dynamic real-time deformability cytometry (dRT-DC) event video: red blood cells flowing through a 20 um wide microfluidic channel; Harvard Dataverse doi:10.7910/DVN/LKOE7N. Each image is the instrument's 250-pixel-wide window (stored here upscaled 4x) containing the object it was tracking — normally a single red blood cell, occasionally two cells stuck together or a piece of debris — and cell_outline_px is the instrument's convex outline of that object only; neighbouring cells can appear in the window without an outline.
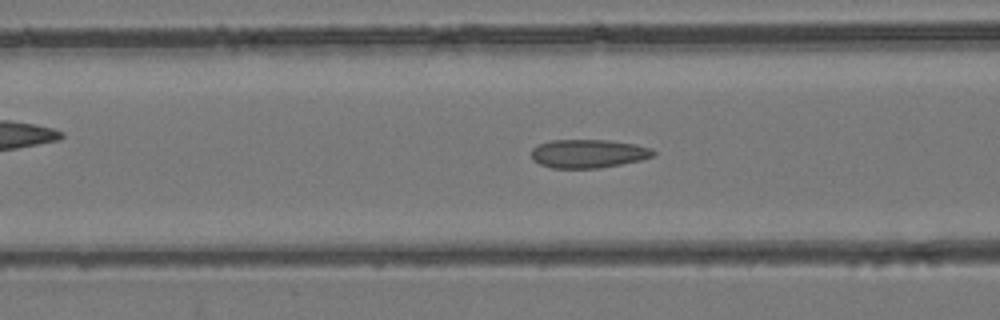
{"species": "common noctule bat (a hibernating species)", "species_latin": "Nyctalus noctula", "temperature_condition": "room temperature", "stored_images_in_passage": 44, "camera_frame_rate_fps": 3000, "um_per_image_px": 0.085, "animal": {"sex": "female", "body_mass_g": 24.6, "forearm_length_mm": 56.2}, "frame": {"image": 1, "passage_image": 17, "time_ms": 5.333, "image_size_px": [1000, 320], "cell_outline_px": [[656, 152], [652, 156], [640, 160], [600, 168], [552, 168], [540, 164], [532, 160], [532, 148], [536, 144], [552, 140], [608, 140], [636, 144], [652, 148]], "centroid_in_image_um": [49.98, 13.05], "position_along_channel_um": 116.6, "area_um2": 20.35}}
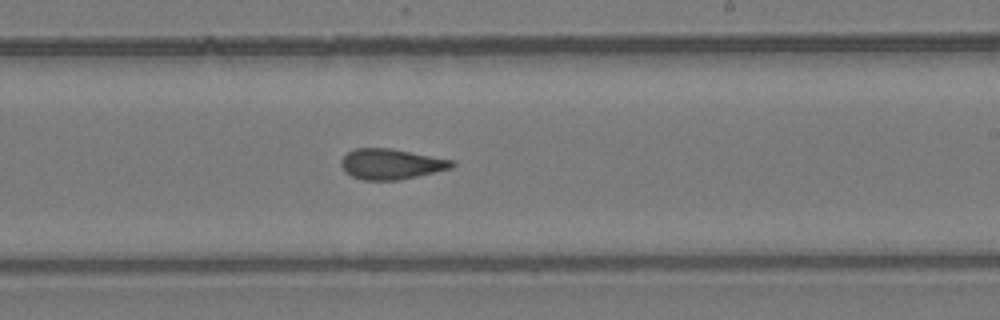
{"frame": {"image": 2, "passage_image": 26, "time_ms": 8.333, "image_size_px": [1000, 320], "cell_outline_px": [[456, 164], [452, 168], [416, 176], [396, 180], [364, 180], [352, 176], [344, 172], [340, 164], [340, 160], [348, 152], [356, 148], [392, 148], [452, 160]], "centroid_in_image_um": [33.21, 13.94], "position_along_channel_um": 255.8, "area_um2": 19.59}}
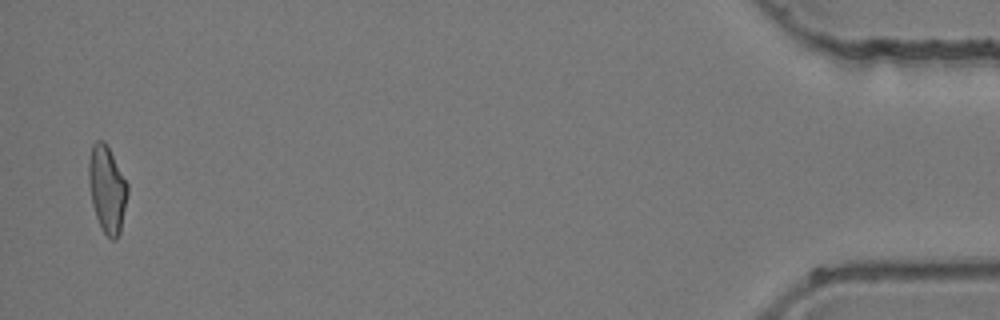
{"frame": {"image": 3, "passage_image": 43, "time_ms": 14.0, "image_size_px": [1000, 320], "cell_outline_px": [[128, 192], [120, 232], [116, 240], [112, 240], [104, 232], [96, 216], [92, 204], [88, 184], [88, 160], [92, 144], [96, 140], [104, 140], [108, 144], [128, 184]], "centroid_in_image_um": [9.09, 16.01], "position_along_channel_um": 426.1, "area_um2": 19.88}}